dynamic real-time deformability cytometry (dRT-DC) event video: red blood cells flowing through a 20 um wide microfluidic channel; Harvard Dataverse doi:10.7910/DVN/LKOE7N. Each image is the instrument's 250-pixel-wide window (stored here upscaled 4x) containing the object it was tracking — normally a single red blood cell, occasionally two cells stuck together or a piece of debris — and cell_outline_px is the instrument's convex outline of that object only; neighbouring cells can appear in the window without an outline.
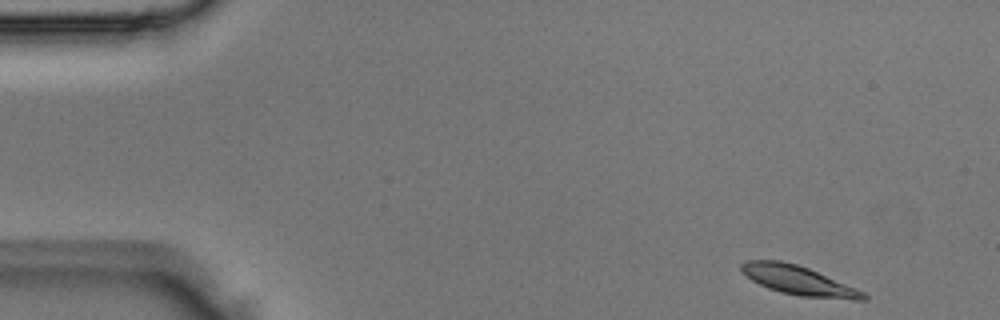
{"species": "Egyptian fruit bat (a non-hibernating species)", "species_latin": "Rousettus aegyptiacus", "temperature_condition": "room temperature", "stored_images_in_passage": 2, "camera_frame_rate_fps": 3000, "um_per_image_px": 0.085, "animal": {"sex": "male"}, "frame": {"image": 1, "passage_image": 1, "time_ms": 0.0, "image_size_px": [1000, 320], "cell_outline_px": [[868, 300], [856, 300], [800, 296], [780, 292], [768, 288], [752, 280], [740, 272], [740, 264], [744, 260], [780, 260], [796, 264], [808, 268], [856, 288], [864, 292], [868, 296]], "centroid_in_image_um": [67.84, 23.83], "position_along_channel_um": 17.2, "area_um2": 20.75}}